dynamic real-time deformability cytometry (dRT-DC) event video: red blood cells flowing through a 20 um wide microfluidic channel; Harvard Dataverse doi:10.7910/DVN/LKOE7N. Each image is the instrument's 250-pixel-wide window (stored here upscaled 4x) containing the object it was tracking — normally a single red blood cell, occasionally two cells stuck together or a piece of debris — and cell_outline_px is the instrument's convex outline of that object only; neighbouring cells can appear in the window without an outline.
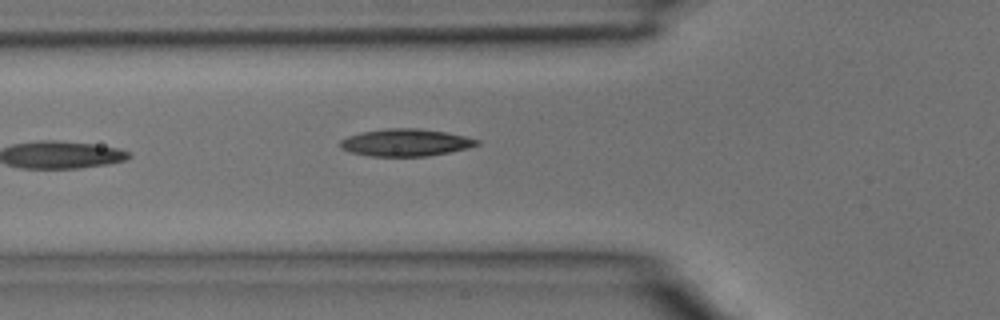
{"species": "common noctule bat (a hibernating species)", "species_latin": "Nyctalus noctula", "temperature_condition": "room temperature", "stored_images_in_passage": 4, "camera_frame_rate_fps": 3000, "um_per_image_px": 0.085, "animal": {"sex": "male", "body_mass_g": 15.6}, "frame": {"image": 1, "passage_image": 4, "time_ms": 1.0, "image_size_px": [1000, 320], "cell_outline_px": [[480, 144], [468, 148], [428, 156], [368, 156], [352, 152], [340, 148], [340, 140], [348, 136], [360, 132], [388, 128], [416, 128], [444, 132], [464, 136], [480, 140]], "centroid_in_image_um": [34.46, 12.11], "position_along_channel_um": 91.3, "area_um2": 21.62}}